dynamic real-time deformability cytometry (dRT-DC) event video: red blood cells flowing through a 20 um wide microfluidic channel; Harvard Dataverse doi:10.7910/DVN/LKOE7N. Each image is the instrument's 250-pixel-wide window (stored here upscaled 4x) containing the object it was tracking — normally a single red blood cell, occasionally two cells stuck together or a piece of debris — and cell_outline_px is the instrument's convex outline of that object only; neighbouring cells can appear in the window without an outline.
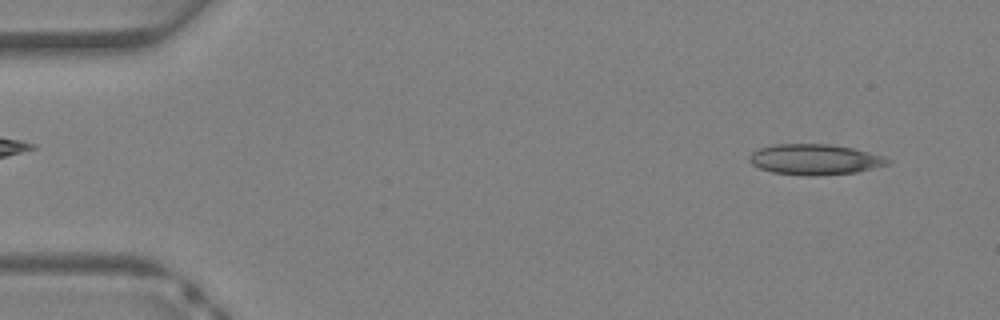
{"species": "Egyptian fruit bat (a non-hibernating species)", "species_latin": "Rousettus aegyptiacus", "temperature_condition": "warm", "stored_images_in_passage": 37, "camera_frame_rate_fps": 3000, "um_per_image_px": 0.085, "animal": {"sex": "female"}, "frame": {"image": 1, "passage_image": 2, "time_ms": 0.333, "image_size_px": [1000, 320], "cell_outline_px": [[892, 160], [888, 164], [856, 172], [812, 176], [804, 176], [772, 172], [760, 168], [752, 164], [748, 160], [748, 156], [752, 152], [760, 148], [776, 144], [828, 144], [852, 148], [884, 156]], "centroid_in_image_um": [69.24, 13.55], "position_along_channel_um": 15.8, "area_um2": 24.57}}
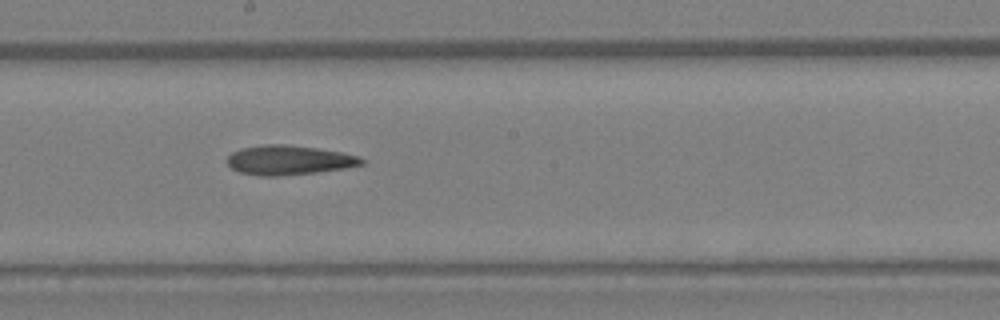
{"frame": {"image": 2, "passage_image": 20, "time_ms": 6.333, "image_size_px": [1000, 320], "cell_outline_px": [[368, 160], [364, 164], [344, 168], [316, 172], [276, 176], [260, 176], [240, 172], [232, 168], [228, 164], [228, 156], [232, 152], [240, 148], [264, 144], [288, 144], [316, 148], [340, 152], [360, 156]], "centroid_in_image_um": [24.58, 13.6], "position_along_channel_um": 223.6, "area_um2": 23.12}}
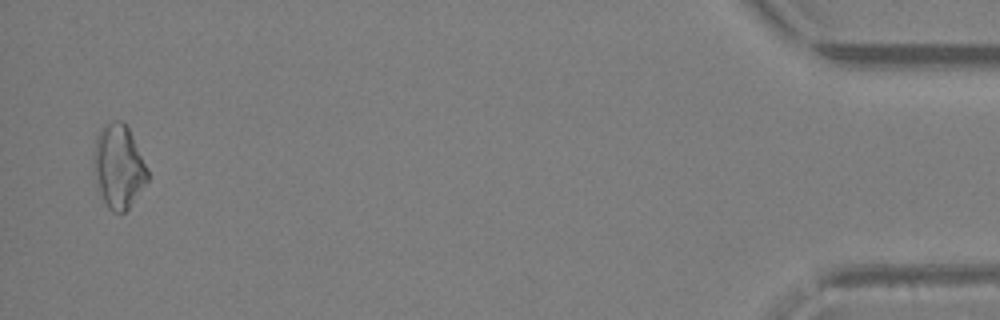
{"frame": {"image": 3, "passage_image": 36, "time_ms": 11.667, "image_size_px": [1000, 320], "cell_outline_px": [[148, 180], [128, 208], [124, 212], [112, 212], [108, 208], [100, 192], [92, 172], [92, 156], [96, 136], [100, 128], [104, 124], [116, 120], [124, 120], [148, 168]], "centroid_in_image_um": [10.04, 14.11], "position_along_channel_um": 425.2, "area_um2": 26.47}}